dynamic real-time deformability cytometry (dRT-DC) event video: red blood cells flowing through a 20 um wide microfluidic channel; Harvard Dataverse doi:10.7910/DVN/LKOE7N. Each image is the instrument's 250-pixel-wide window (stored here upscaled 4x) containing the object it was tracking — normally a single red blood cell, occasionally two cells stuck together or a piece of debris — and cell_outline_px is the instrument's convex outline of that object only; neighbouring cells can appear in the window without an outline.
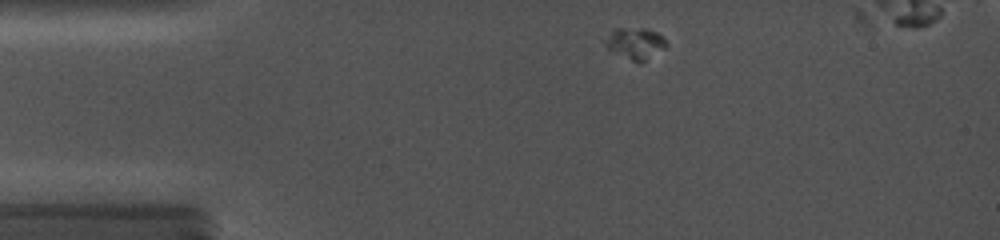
{"species": "common noctule bat (a hibernating species)", "species_latin": "Nyctalus noctula", "temperature_condition": "cold", "stored_images_in_passage": 34, "camera_frame_rate_fps": 5000, "um_per_image_px": 0.085, "animal": {"sex": "female", "body_mass_g": 19.0, "forearm_length_mm": 56.7}, "frame": {"image": 1, "passage_image": 2, "time_ms": 0.2, "image_size_px": [1000, 240], "cell_outline_px": [[668, 44], [664, 48], [644, 60], [632, 60], [612, 52], [604, 44], [604, 40], [616, 28], [644, 28], [656, 32]], "centroid_in_image_um": [53.96, 3.65], "position_along_channel_um": 31.0, "area_um2": 10.69}}
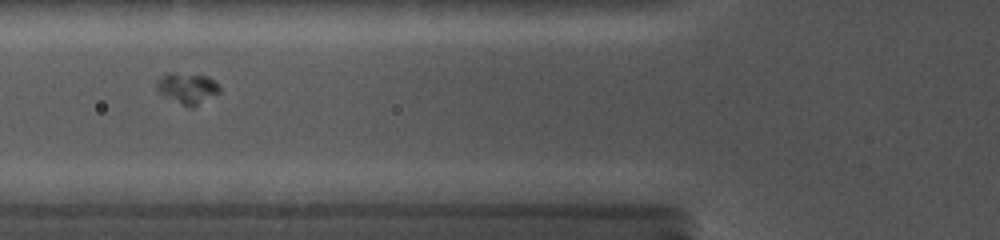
{"frame": {"image": 2, "passage_image": 11, "time_ms": 3.4, "image_size_px": [1000, 240], "cell_outline_px": [[220, 92], [192, 108], [188, 108], [156, 92], [156, 80], [160, 76], [168, 72], [172, 72], [208, 76], [220, 88]], "centroid_in_image_um": [15.86, 7.5], "position_along_channel_um": 109.9, "area_um2": 11.5}}
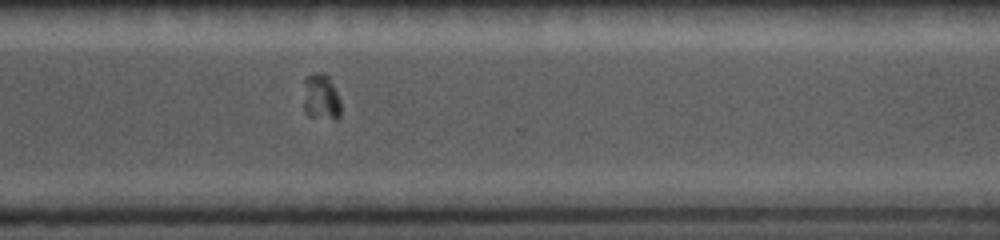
{"frame": {"image": 3, "passage_image": 29, "time_ms": 9.4, "image_size_px": [1000, 240], "cell_outline_px": [[340, 116], [336, 120], [332, 120], [308, 116], [304, 112], [304, 80], [312, 72], [320, 72], [328, 76], [340, 100]], "centroid_in_image_um": [27.27, 8.28], "position_along_channel_um": 343.3, "area_um2": 10.17}}